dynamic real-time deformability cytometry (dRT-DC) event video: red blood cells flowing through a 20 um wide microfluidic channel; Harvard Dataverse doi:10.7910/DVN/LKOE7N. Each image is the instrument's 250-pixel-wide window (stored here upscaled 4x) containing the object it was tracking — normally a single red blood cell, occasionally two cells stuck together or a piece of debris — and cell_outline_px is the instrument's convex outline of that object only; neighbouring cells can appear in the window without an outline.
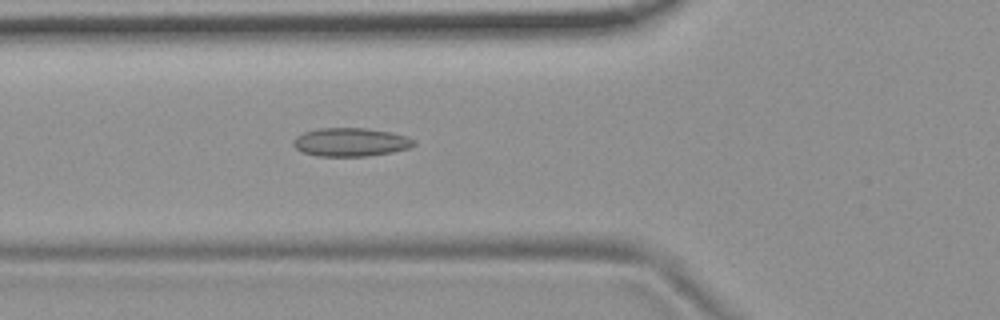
{"species": "common noctule bat (a hibernating species)", "species_latin": "Nyctalus noctula", "temperature_condition": "room temperature", "stored_images_in_passage": 54, "camera_frame_rate_fps": 3000, "um_per_image_px": 0.085, "animal": {"sex": "female", "body_mass_g": 19.9}, "frame": {"image": 1, "passage_image": 20, "time_ms": 6.333, "image_size_px": [1000, 320], "cell_outline_px": [[416, 144], [408, 148], [392, 152], [368, 156], [316, 156], [300, 152], [292, 144], [292, 140], [296, 136], [304, 132], [320, 128], [368, 128], [392, 132], [408, 136], [416, 140]], "centroid_in_image_um": [29.8, 12.08], "position_along_channel_um": 96.0, "area_um2": 20.29}}
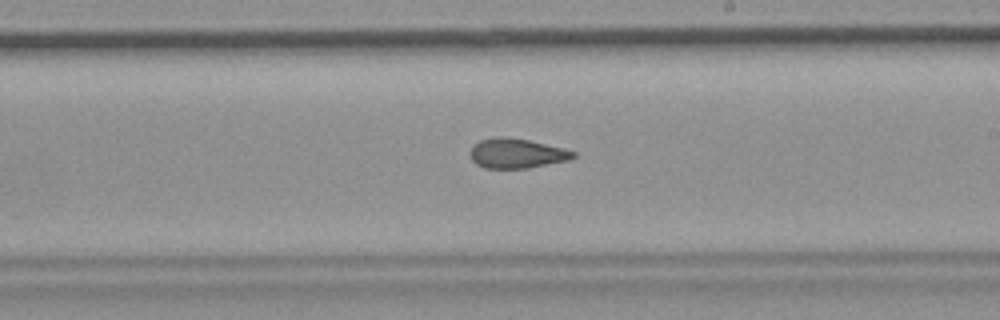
{"frame": {"image": 2, "passage_image": 32, "time_ms": 10.333, "image_size_px": [1000, 320], "cell_outline_px": [[576, 156], [568, 160], [528, 168], [484, 168], [476, 164], [472, 160], [472, 148], [480, 140], [496, 136], [504, 136], [528, 140], [564, 148], [576, 152]], "centroid_in_image_um": [43.94, 13.03], "position_along_channel_um": 245.1, "area_um2": 17.69}}
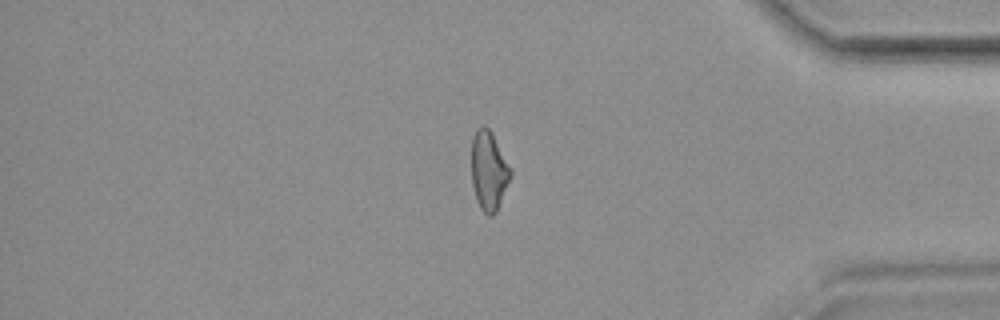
{"frame": {"image": 3, "passage_image": 46, "time_ms": 15.0, "image_size_px": [1000, 320], "cell_outline_px": [[512, 176], [496, 212], [492, 216], [488, 216], [480, 208], [476, 200], [472, 184], [472, 136], [476, 128], [484, 124], [488, 128], [512, 168]], "centroid_in_image_um": [41.55, 14.52], "position_along_channel_um": 393.6, "area_um2": 18.15}, "authors_computed_cell_mechanics": {"area_um2": 18.9295, "velocity_mm_per_s": 3.7319, "shape_relaxation_time_tau1_ms": null, "shape_relaxation_time_tau2_ms": 2.171, "deformation_change_tau1": null, "deformation_change_tau2": 0.0867}}